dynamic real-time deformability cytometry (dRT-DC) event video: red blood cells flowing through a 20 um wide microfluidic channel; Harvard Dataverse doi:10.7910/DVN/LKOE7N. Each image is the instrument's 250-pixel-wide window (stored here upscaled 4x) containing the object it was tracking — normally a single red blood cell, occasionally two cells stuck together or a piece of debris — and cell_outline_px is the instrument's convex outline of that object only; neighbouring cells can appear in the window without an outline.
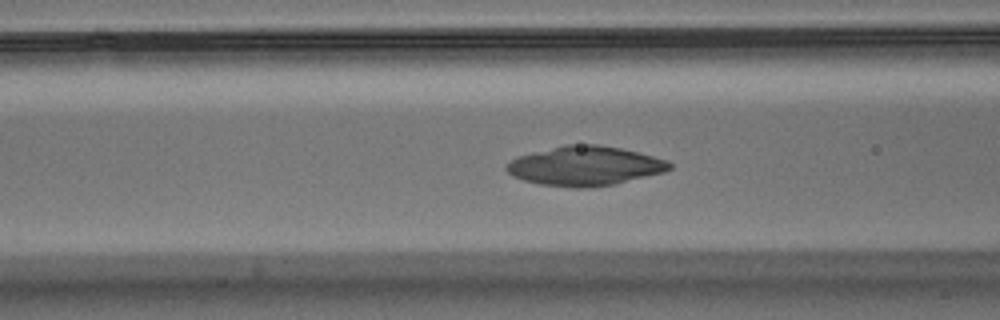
{"species": "Egyptian fruit bat (a non-hibernating species)", "species_latin": "Rousettus aegyptiacus", "temperature_condition": "warm", "stored_images_in_passage": 27, "camera_frame_rate_fps": 3000, "um_per_image_px": 0.085, "animal": {"sex": "male"}, "frame": {"image": 1, "passage_image": 12, "time_ms": 3.667, "image_size_px": [1000, 320], "cell_outline_px": [[672, 168], [664, 172], [616, 184], [592, 188], [572, 188], [540, 184], [524, 180], [512, 176], [504, 168], [516, 156], [564, 144], [596, 144], [620, 148], [668, 160], [672, 164]], "centroid_in_image_um": [49.71, 14.11], "position_along_channel_um": 116.9, "area_um2": 37.63}}
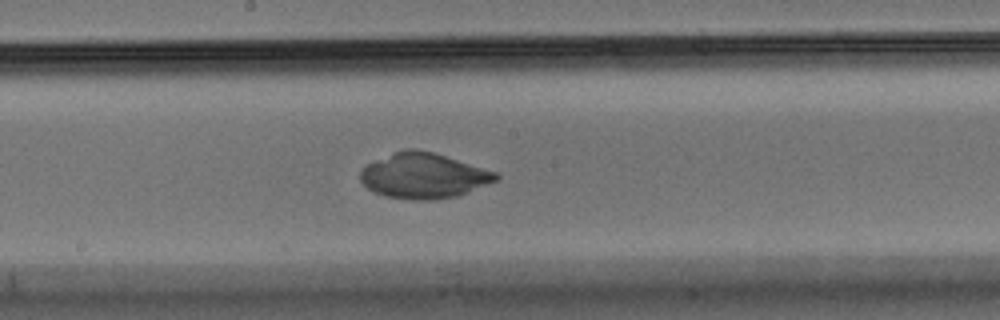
{"frame": {"image": 2, "passage_image": 20, "time_ms": 6.333, "image_size_px": [1000, 320], "cell_outline_px": [[500, 176], [496, 180], [468, 192], [456, 196], [432, 200], [412, 200], [384, 196], [368, 188], [360, 180], [360, 168], [376, 160], [404, 148], [416, 148], [432, 152], [496, 172]], "centroid_in_image_um": [35.97, 14.94], "position_along_channel_um": 212.2, "area_um2": 35.49}}
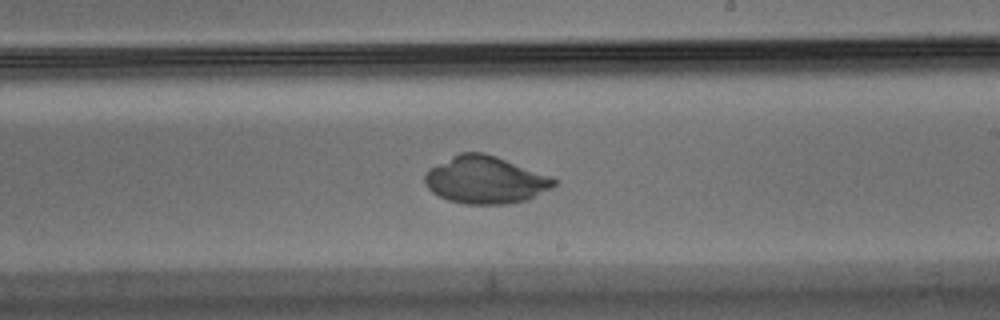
{"frame": {"image": 3, "passage_image": 23, "time_ms": 7.333, "image_size_px": [1000, 320], "cell_outline_px": [[556, 184], [552, 188], [528, 200], [504, 204], [464, 204], [448, 200], [432, 192], [424, 184], [424, 176], [428, 168], [460, 152], [484, 152], [496, 156], [548, 176], [556, 180]], "centroid_in_image_um": [41.21, 15.3], "position_along_channel_um": 247.8, "area_um2": 35.55}}